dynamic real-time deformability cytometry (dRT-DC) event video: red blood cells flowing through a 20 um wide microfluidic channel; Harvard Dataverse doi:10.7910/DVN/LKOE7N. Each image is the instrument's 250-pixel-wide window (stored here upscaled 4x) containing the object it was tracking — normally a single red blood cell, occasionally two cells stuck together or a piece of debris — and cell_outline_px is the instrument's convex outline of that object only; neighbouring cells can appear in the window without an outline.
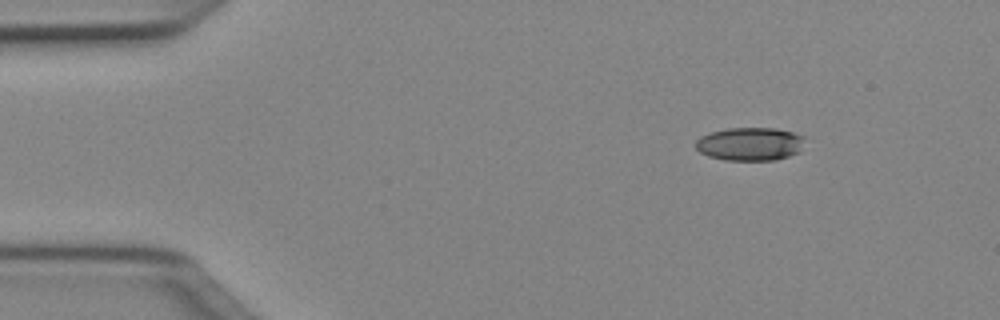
{"species": "Egyptian fruit bat (a non-hibernating species)", "species_latin": "Rousettus aegyptiacus", "temperature_condition": "cold", "stored_images_in_passage": 44, "camera_frame_rate_fps": 3000, "um_per_image_px": 0.085, "animal": {"sex": "female"}, "frame": {"image": 1, "passage_image": 1, "time_ms": 0.0, "image_size_px": [1000, 320], "cell_outline_px": [[808, 136], [800, 152], [776, 160], [724, 160], [708, 156], [700, 152], [696, 148], [696, 140], [700, 136], [712, 132], [728, 128], [776, 128]], "centroid_in_image_um": [63.8, 12.23], "position_along_channel_um": 21.2, "area_um2": 21.44}}
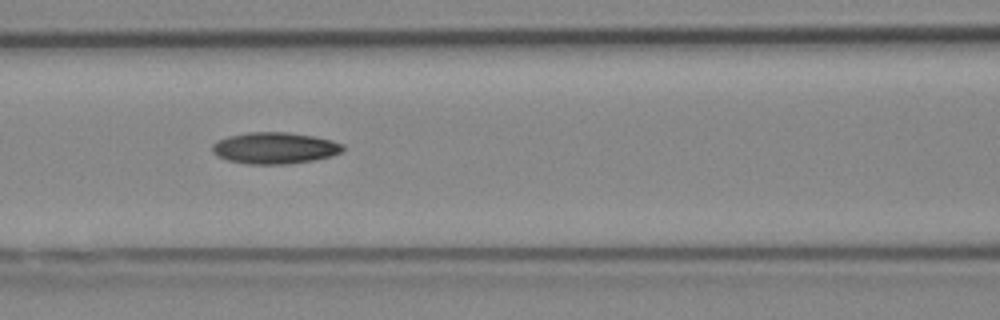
{"frame": {"image": 2, "passage_image": 16, "time_ms": 5.0, "image_size_px": [1000, 320], "cell_outline_px": [[344, 148], [340, 152], [332, 156], [312, 160], [288, 164], [248, 164], [228, 160], [216, 156], [212, 152], [212, 144], [228, 136], [248, 132], [288, 132], [312, 136], [332, 140], [344, 144]], "centroid_in_image_um": [23.34, 12.58], "position_along_channel_um": 143.3, "area_um2": 23.93}}
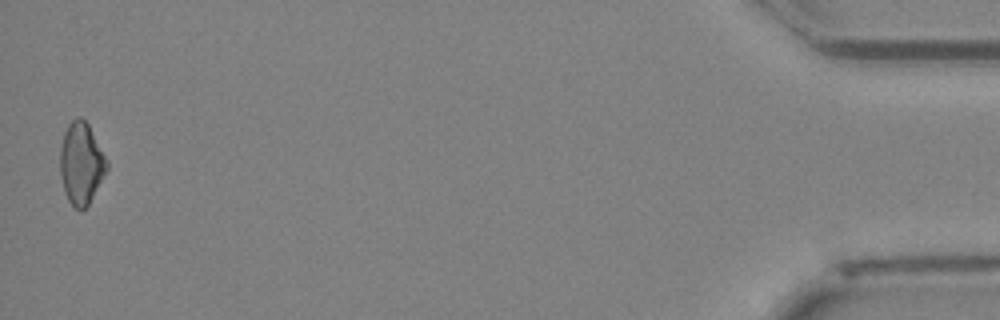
{"frame": {"image": 3, "passage_image": 44, "time_ms": 14.333, "image_size_px": [1000, 320], "cell_outline_px": [[108, 168], [88, 204], [84, 208], [76, 208], [68, 200], [64, 192], [60, 176], [60, 148], [64, 132], [68, 124], [76, 116], [80, 116], [88, 124], [108, 160]], "centroid_in_image_um": [6.89, 13.85], "position_along_channel_um": 428.3, "area_um2": 22.14}}